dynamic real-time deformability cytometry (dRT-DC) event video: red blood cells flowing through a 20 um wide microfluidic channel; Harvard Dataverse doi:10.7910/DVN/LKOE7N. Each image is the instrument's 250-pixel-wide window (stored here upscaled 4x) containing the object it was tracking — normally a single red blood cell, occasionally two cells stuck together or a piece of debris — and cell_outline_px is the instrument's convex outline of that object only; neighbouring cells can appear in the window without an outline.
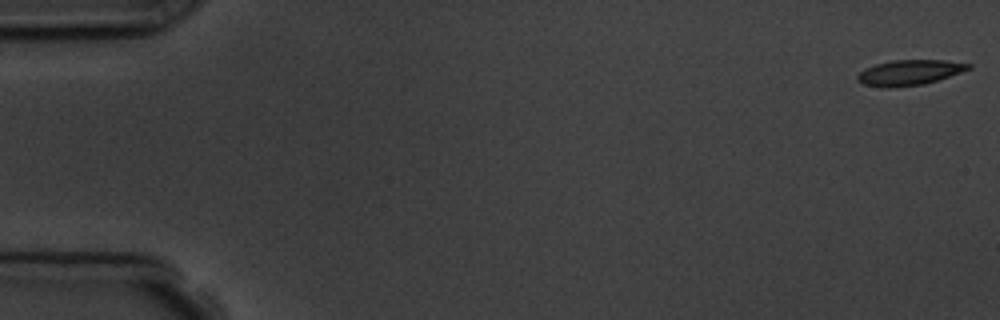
{"species": "common noctule bat (a hibernating species)", "species_latin": "Nyctalus noctula", "temperature_condition": "room temperature", "stored_images_in_passage": 6, "camera_frame_rate_fps": 3000, "um_per_image_px": 0.085, "animal": {"sex": "male", "body_mass_g": 19.5, "forearm_length_mm": 54.6}, "frame": {"image": 1, "passage_image": 1, "time_ms": 0.0, "image_size_px": [1000, 320], "cell_outline_px": [[972, 68], [924, 84], [888, 88], [884, 88], [864, 84], [856, 80], [856, 76], [864, 68], [876, 64], [892, 60], [944, 60], [972, 64]], "centroid_in_image_um": [77.26, 6.16], "position_along_channel_um": 7.7, "area_um2": 16.3}}
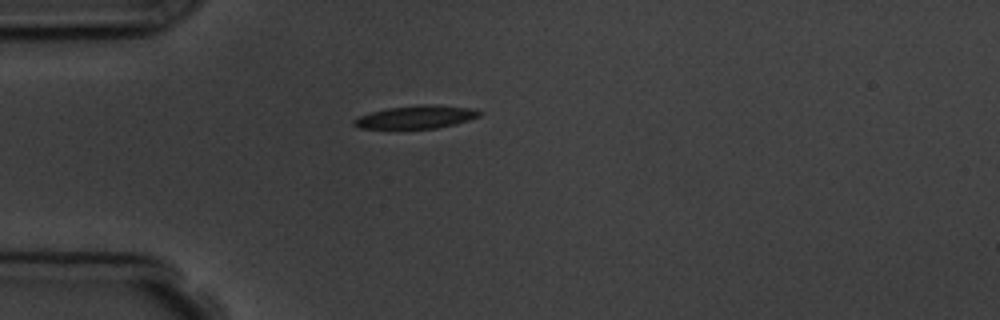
{"frame": {"image": 2, "passage_image": 5, "time_ms": 4.667, "image_size_px": [1000, 320], "cell_outline_px": [[484, 112], [480, 116], [456, 124], [436, 128], [360, 128], [352, 124], [352, 120], [360, 116], [372, 112], [388, 108], [420, 104], [432, 104], [476, 108]], "centroid_in_image_um": [35.44, 9.93], "position_along_channel_um": 49.6, "area_um2": 16.88}}